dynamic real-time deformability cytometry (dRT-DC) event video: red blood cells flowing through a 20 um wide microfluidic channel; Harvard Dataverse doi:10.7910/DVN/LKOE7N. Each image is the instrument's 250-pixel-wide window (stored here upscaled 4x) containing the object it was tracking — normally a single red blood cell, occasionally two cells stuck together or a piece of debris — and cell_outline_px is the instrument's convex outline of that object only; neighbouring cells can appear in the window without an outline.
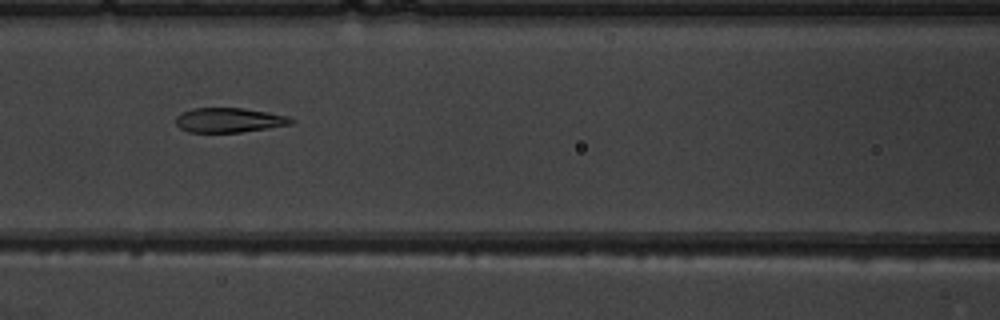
{"species": "common noctule bat (a hibernating species)", "species_latin": "Nyctalus noctula", "temperature_condition": "warm", "stored_images_in_passage": 7, "camera_frame_rate_fps": 3000, "um_per_image_px": 0.085, "animal": {"sex": "male", "body_mass_g": 19.5, "forearm_length_mm": 54.6}, "frame": {"image": 1, "passage_image": 7, "time_ms": 7.0, "image_size_px": [1000, 320], "cell_outline_px": [[296, 120], [292, 124], [268, 128], [240, 132], [188, 132], [180, 128], [176, 124], [176, 116], [180, 112], [192, 108], [244, 108], [268, 112], [288, 116]], "centroid_in_image_um": [19.47, 10.2], "position_along_channel_um": 147.1, "area_um2": 16.65}}